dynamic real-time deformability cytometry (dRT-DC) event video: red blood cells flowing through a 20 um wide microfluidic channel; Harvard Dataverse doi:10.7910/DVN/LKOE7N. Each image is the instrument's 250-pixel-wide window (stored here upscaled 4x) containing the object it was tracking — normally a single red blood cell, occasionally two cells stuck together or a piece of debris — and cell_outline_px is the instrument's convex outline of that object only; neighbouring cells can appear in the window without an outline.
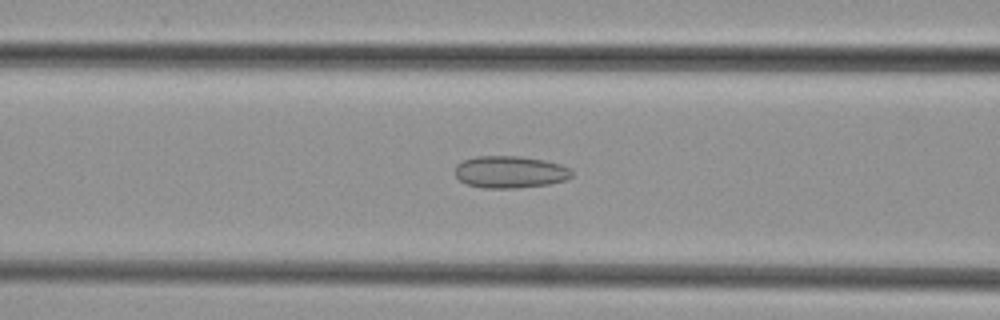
{"species": "common noctule bat (a hibernating species)", "species_latin": "Nyctalus noctula", "temperature_condition": "cold", "stored_images_in_passage": 36, "camera_frame_rate_fps": 3000, "um_per_image_px": 0.085, "animal": {"sex": "female", "body_mass_g": 29.2, "forearm_length_mm": 56.3}, "frame": {"image": 1, "passage_image": 8, "time_ms": 2.333, "image_size_px": [1000, 320], "cell_outline_px": [[572, 176], [564, 180], [548, 184], [516, 188], [484, 188], [468, 184], [460, 180], [456, 176], [456, 164], [464, 160], [476, 156], [520, 156], [544, 160], [560, 164], [568, 168], [572, 172]], "centroid_in_image_um": [43.34, 14.61], "position_along_channel_um": 123.3, "area_um2": 21.68}}
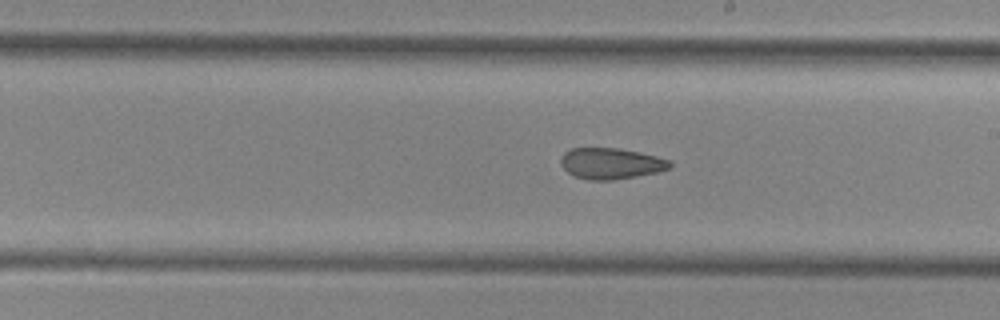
{"frame": {"image": 2, "passage_image": 16, "time_ms": 5.0, "image_size_px": [1000, 320], "cell_outline_px": [[672, 168], [656, 172], [636, 176], [612, 180], [588, 180], [576, 176], [568, 172], [560, 164], [560, 156], [564, 152], [572, 148], [620, 148], [640, 152], [656, 156], [668, 160], [672, 164]], "centroid_in_image_um": [51.91, 13.89], "position_along_channel_um": 237.1, "area_um2": 19.77}}
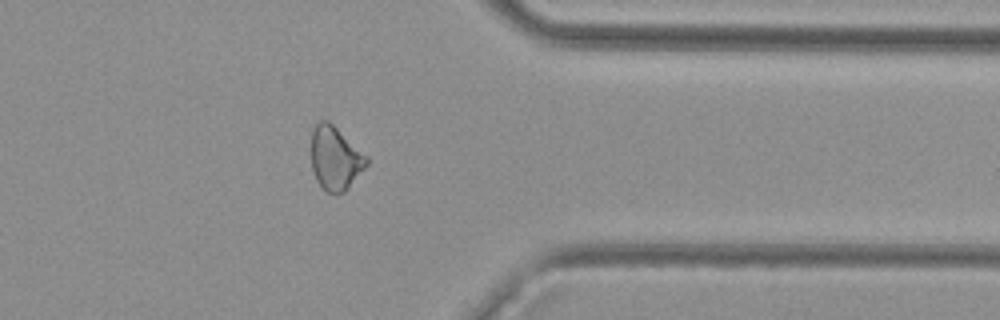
{"frame": {"image": 3, "passage_image": 27, "time_ms": 8.667, "image_size_px": [1000, 320], "cell_outline_px": [[368, 164], [348, 188], [344, 192], [328, 192], [320, 188], [316, 180], [312, 168], [312, 132], [316, 124], [320, 120], [328, 120], [368, 156]], "centroid_in_image_um": [28.5, 13.45], "position_along_channel_um": 382.9, "area_um2": 20.4}}